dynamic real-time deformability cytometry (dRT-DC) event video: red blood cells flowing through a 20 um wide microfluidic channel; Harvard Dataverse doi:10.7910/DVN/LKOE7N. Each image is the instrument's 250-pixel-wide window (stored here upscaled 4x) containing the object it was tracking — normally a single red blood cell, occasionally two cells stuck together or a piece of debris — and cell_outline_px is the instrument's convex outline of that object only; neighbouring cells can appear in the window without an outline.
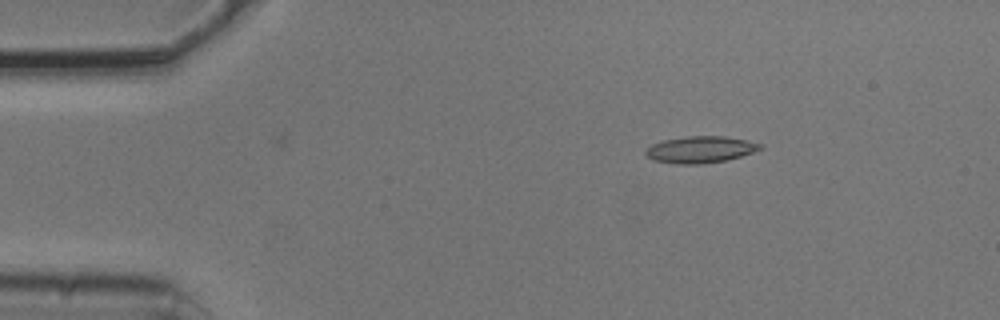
{"species": "common noctule bat (a hibernating species)", "species_latin": "Nyctalus noctula", "temperature_condition": "cold", "stored_images_in_passage": 3, "camera_frame_rate_fps": 3000, "um_per_image_px": 0.085, "animal": {"sex": "male", "body_mass_g": 20.5, "forearm_length_mm": 52.5}, "frame": {"image": 1, "passage_image": 1, "time_ms": 0.0, "image_size_px": [1000, 320], "cell_outline_px": [[764, 148], [728, 160], [700, 164], [680, 164], [652, 160], [644, 152], [652, 144], [664, 140], [684, 136], [724, 136], [764, 144]], "centroid_in_image_um": [59.54, 12.71], "position_along_channel_um": 25.5, "area_um2": 17.74}}